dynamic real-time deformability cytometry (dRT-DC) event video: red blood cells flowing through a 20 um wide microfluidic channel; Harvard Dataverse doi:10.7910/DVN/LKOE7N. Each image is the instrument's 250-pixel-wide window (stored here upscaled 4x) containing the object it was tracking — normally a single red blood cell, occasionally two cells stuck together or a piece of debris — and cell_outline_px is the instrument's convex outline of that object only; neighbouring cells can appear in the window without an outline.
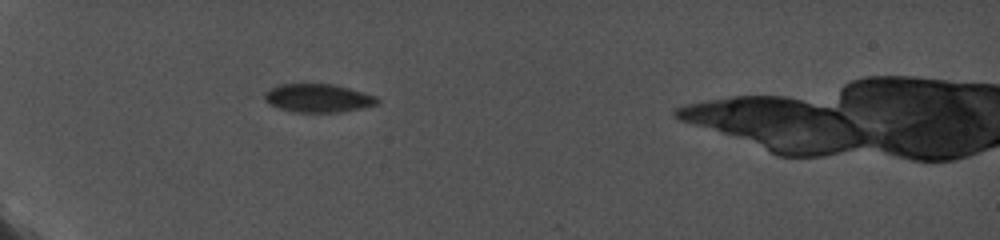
{"species": "common noctule bat (a hibernating species)", "species_latin": "Nyctalus noctula", "temperature_condition": "cold", "stored_images_in_passage": 8, "camera_frame_rate_fps": 5000, "um_per_image_px": 0.085, "animal": {"sex": "female", "body_mass_g": 19.0, "forearm_length_mm": 56.7}, "frame": {"image": 1, "passage_image": 1, "time_ms": 0.0, "image_size_px": [1000, 240], "cell_outline_px": [[380, 104], [364, 108], [340, 112], [292, 112], [280, 108], [264, 100], [264, 92], [280, 84], [332, 84], [348, 88], [376, 96], [380, 100]], "centroid_in_image_um": [27.07, 8.35], "position_along_channel_um": 57.9, "area_um2": 18.61}}